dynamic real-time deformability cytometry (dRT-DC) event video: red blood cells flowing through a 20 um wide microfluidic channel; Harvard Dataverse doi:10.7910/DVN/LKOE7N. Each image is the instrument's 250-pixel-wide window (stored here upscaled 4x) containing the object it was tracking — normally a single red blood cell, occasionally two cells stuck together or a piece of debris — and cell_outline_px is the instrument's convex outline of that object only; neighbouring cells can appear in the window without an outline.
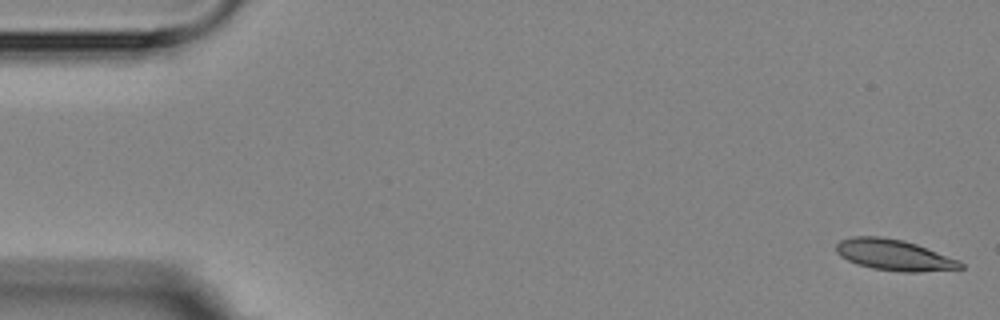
{"species": "Egyptian fruit bat (a non-hibernating species)", "species_latin": "Rousettus aegyptiacus", "temperature_condition": "room temperature", "stored_images_in_passage": 5, "camera_frame_rate_fps": 3000, "um_per_image_px": 0.085, "animal": {"sex": "female"}, "frame": {"image": 1, "passage_image": 1, "time_ms": 0.0, "image_size_px": [1000, 320], "cell_outline_px": [[964, 268], [920, 272], [904, 272], [872, 268], [856, 264], [840, 256], [836, 252], [836, 244], [840, 240], [852, 236], [880, 236], [904, 240], [916, 244], [960, 260], [964, 264]], "centroid_in_image_um": [75.99, 21.67], "position_along_channel_um": 9.0, "area_um2": 22.54}}
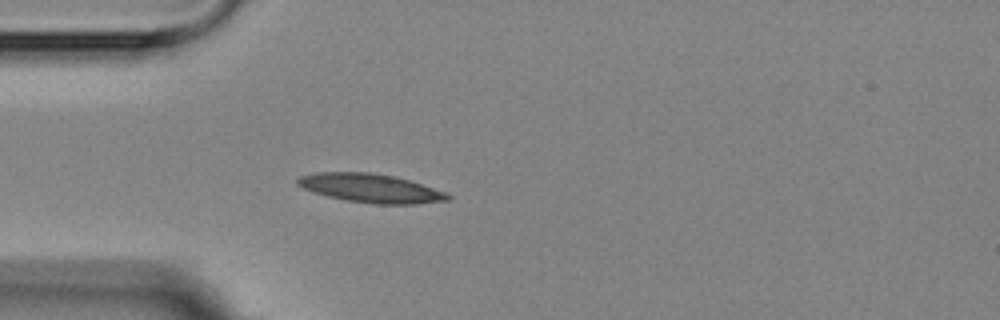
{"frame": {"image": 2, "passage_image": 5, "time_ms": 4.667, "image_size_px": [1000, 320], "cell_outline_px": [[452, 196], [448, 200], [416, 204], [376, 204], [348, 200], [328, 196], [312, 192], [296, 184], [296, 180], [300, 176], [316, 172], [368, 172], [396, 176], [444, 192]], "centroid_in_image_um": [31.47, 15.99], "position_along_channel_um": 53.5, "area_um2": 24.91}}